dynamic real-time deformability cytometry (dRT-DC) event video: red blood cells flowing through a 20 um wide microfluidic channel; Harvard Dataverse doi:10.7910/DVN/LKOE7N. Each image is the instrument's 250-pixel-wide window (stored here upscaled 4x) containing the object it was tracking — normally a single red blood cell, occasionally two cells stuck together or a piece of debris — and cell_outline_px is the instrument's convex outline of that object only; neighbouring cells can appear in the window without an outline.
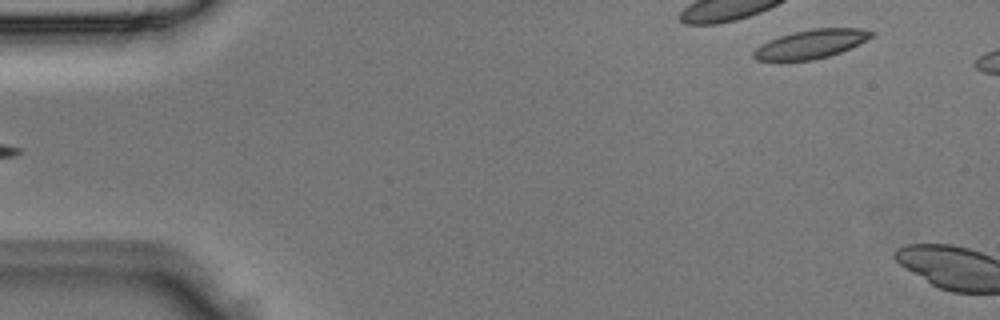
{"species": "Egyptian fruit bat (a non-hibernating species)", "species_latin": "Rousettus aegyptiacus", "temperature_condition": "room temperature", "stored_images_in_passage": 5, "camera_frame_rate_fps": 3000, "um_per_image_px": 0.085, "animal": {"sex": "male"}, "frame": {"image": 1, "passage_image": 5, "time_ms": 1.333, "image_size_px": [1000, 320], "cell_outline_px": [[876, 36], [840, 52], [828, 56], [812, 60], [756, 60], [752, 56], [752, 52], [760, 44], [780, 36], [812, 28], [860, 28], [876, 32]], "centroid_in_image_um": [68.97, 3.73], "position_along_channel_um": 16.0, "area_um2": 19.65}}